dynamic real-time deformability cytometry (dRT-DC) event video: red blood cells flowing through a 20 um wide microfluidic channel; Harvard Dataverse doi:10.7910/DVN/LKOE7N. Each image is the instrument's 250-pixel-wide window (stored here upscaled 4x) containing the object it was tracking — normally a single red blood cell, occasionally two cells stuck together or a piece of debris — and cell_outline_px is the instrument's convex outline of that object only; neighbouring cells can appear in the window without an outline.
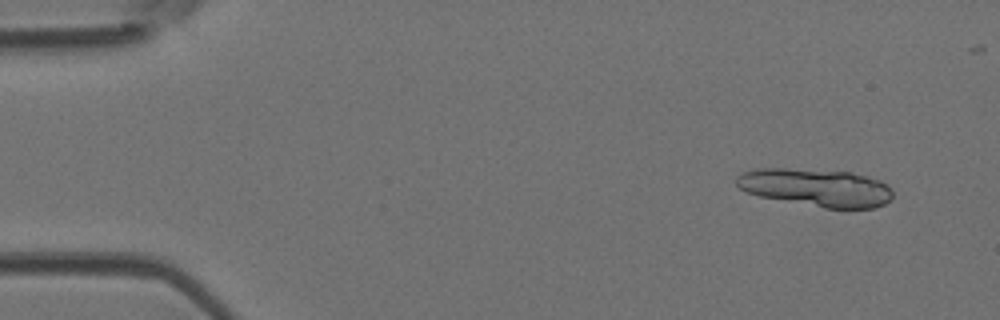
{"species": "Egyptian fruit bat (a non-hibernating species)", "species_latin": "Rousettus aegyptiacus", "temperature_condition": "room temperature", "stored_images_in_passage": 5, "segment_of_instrument_passage": [1, 2], "camera_frame_rate_fps": 3000, "um_per_image_px": 0.085, "animal": {"sex": "female"}, "frame": {"image": 1, "passage_image": 1, "time_ms": 0.0, "image_size_px": [1000, 320], "cell_outline_px": [[892, 196], [884, 204], [876, 208], [824, 208], [760, 196], [748, 192], [740, 188], [736, 184], [736, 176], [744, 172], [756, 168], [784, 168], [848, 172], [868, 176], [880, 180], [888, 184], [892, 188]], "centroid_in_image_um": [69.39, 15.94], "position_along_channel_um": 15.6, "area_um2": 34.33}}